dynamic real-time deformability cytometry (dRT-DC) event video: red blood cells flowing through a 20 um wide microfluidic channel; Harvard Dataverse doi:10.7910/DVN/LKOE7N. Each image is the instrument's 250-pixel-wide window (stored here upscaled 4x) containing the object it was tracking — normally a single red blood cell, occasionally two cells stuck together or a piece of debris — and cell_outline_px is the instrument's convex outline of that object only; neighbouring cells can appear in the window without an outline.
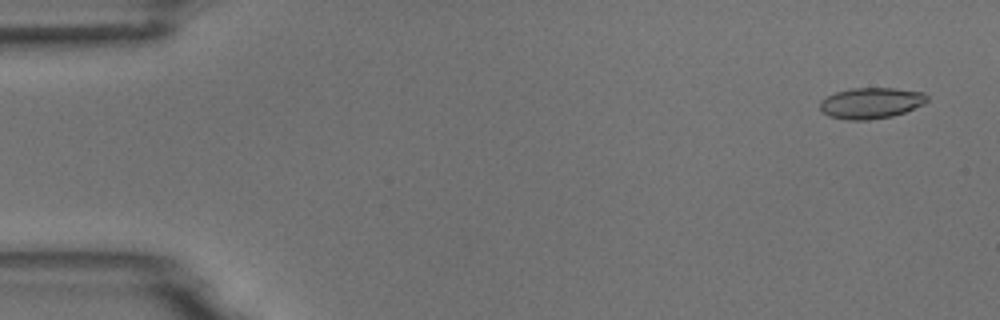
{"species": "common noctule bat (a hibernating species)", "species_latin": "Nyctalus noctula", "temperature_condition": "room temperature", "stored_images_in_passage": 6, "camera_frame_rate_fps": 3000, "um_per_image_px": 0.085, "animal": {"sex": "male", "body_mass_g": 18.8}, "frame": {"image": 1, "passage_image": 1, "time_ms": 0.0, "image_size_px": [1000, 320], "cell_outline_px": [[928, 100], [924, 104], [904, 112], [892, 116], [868, 120], [848, 120], [828, 116], [820, 108], [820, 100], [836, 92], [852, 88], [892, 88], [924, 92], [928, 96]], "centroid_in_image_um": [74.04, 8.76], "position_along_channel_um": 11.0, "area_um2": 19.31}}
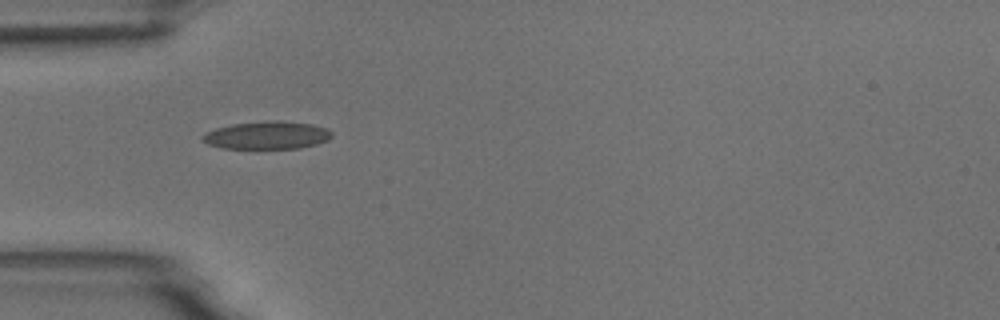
{"frame": {"image": 2, "passage_image": 5, "time_ms": 4.667, "image_size_px": [1000, 320], "cell_outline_px": [[332, 136], [328, 140], [316, 144], [300, 148], [220, 148], [208, 144], [200, 140], [200, 136], [204, 132], [216, 128], [232, 124], [276, 120], [280, 120], [312, 124], [328, 128], [332, 132]], "centroid_in_image_um": [22.68, 11.49], "position_along_channel_um": 62.3, "area_um2": 21.1}}